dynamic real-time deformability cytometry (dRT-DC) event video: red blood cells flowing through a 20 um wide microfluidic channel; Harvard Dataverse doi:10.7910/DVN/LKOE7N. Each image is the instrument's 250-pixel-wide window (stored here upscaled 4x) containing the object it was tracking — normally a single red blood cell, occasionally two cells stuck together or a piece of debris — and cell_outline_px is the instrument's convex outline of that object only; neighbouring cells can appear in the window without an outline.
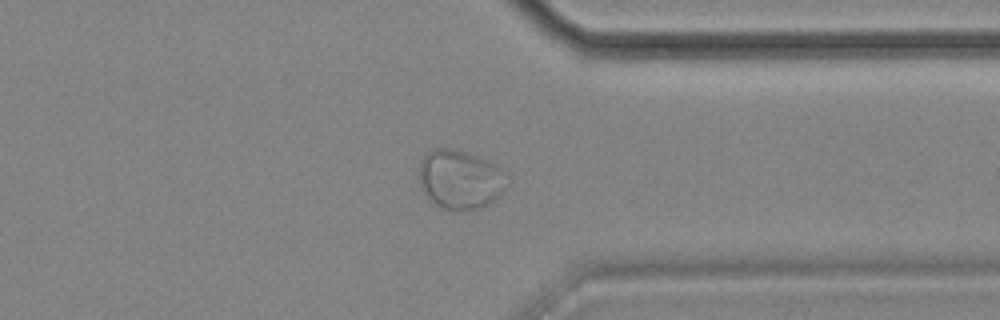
{"species": "common noctule bat (a hibernating species)", "species_latin": "Nyctalus noctula", "temperature_condition": "cold", "stored_images_in_passage": 57, "camera_frame_rate_fps": 3000, "um_per_image_px": 0.085, "animal": {"sex": "female", "body_mass_g": 18.4}, "frame": {"image": 1, "passage_image": 44, "time_ms": 14.333, "image_size_px": [1000, 320], "cell_outline_px": [[508, 184], [504, 192], [500, 196], [488, 204], [480, 208], [444, 208], [436, 204], [428, 196], [420, 184], [420, 160], [428, 152], [436, 148], [456, 148], [496, 164], [508, 172]], "centroid_in_image_um": [39.18, 15.21], "position_along_channel_um": 372.2, "area_um2": 30.11}}
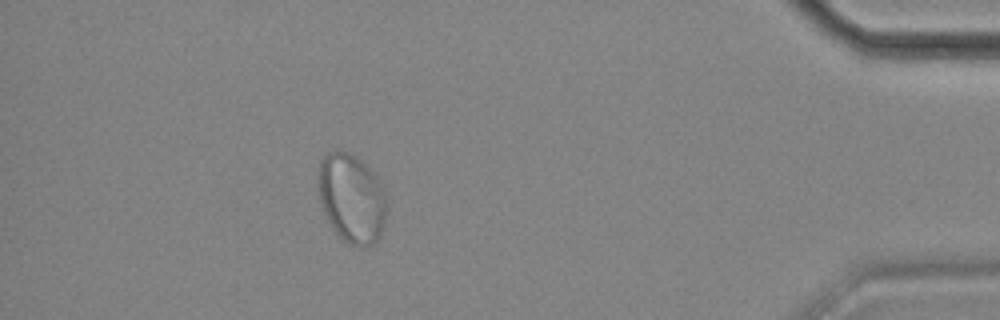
{"frame": {"image": 2, "passage_image": 51, "time_ms": 16.667, "image_size_px": [1000, 320], "cell_outline_px": [[388, 208], [384, 228], [380, 236], [372, 244], [364, 248], [360, 248], [348, 244], [336, 232], [328, 220], [320, 204], [316, 180], [316, 176], [320, 160], [332, 148], [348, 152], [356, 156], [376, 176], [384, 192], [388, 204]], "centroid_in_image_um": [29.87, 16.85], "position_along_channel_um": 405.3, "area_um2": 36.3}}